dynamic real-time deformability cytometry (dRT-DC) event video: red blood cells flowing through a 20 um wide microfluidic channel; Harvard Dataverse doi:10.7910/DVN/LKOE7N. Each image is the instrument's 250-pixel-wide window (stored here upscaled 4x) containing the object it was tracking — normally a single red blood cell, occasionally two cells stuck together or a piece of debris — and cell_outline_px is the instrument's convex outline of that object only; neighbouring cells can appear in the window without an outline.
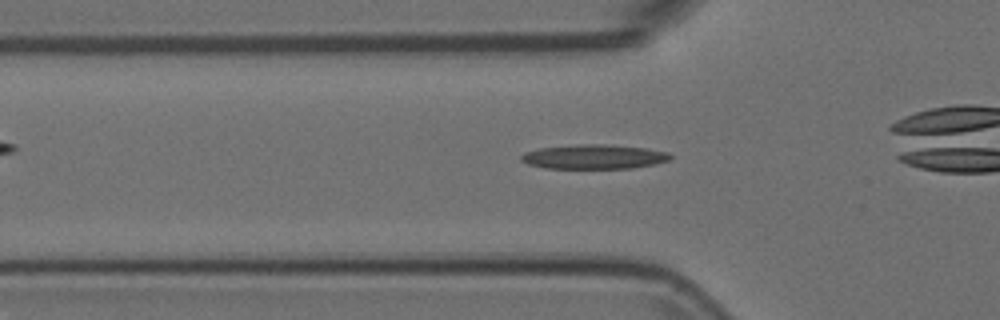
{"species": "Egyptian fruit bat (a non-hibernating species)", "species_latin": "Rousettus aegyptiacus", "temperature_condition": "room temperature", "stored_images_in_passage": 31, "camera_frame_rate_fps": 3000, "um_per_image_px": 0.085, "animal": {"sex": "female"}, "frame": {"image": 1, "passage_image": 5, "time_ms": 1.333, "image_size_px": [1000, 320], "cell_outline_px": [[672, 156], [668, 160], [652, 164], [632, 168], [544, 168], [528, 164], [520, 160], [520, 156], [524, 152], [540, 148], [580, 144], [604, 144], [644, 148], [668, 152]], "centroid_in_image_um": [50.44, 13.32], "position_along_channel_um": 75.4, "area_um2": 21.04}}
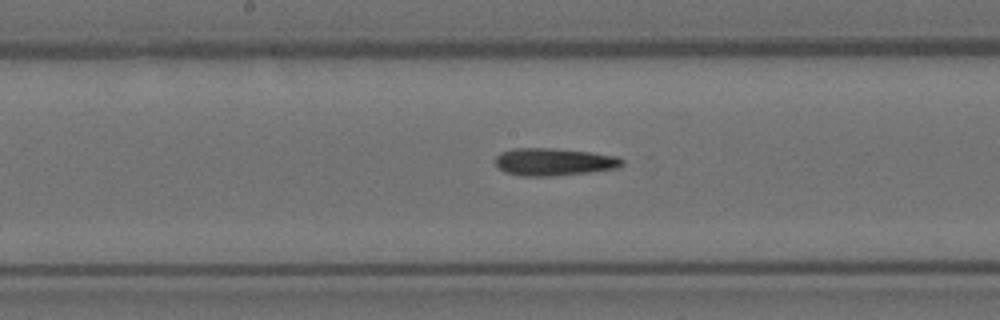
{"frame": {"image": 2, "passage_image": 15, "time_ms": 4.667, "image_size_px": [1000, 320], "cell_outline_px": [[624, 164], [616, 168], [588, 172], [552, 176], [520, 176], [504, 172], [496, 164], [496, 156], [500, 152], [512, 148], [552, 148], [592, 152], [616, 156], [624, 160]], "centroid_in_image_um": [47.06, 13.75], "position_along_channel_um": 201.1, "area_um2": 20.35}}
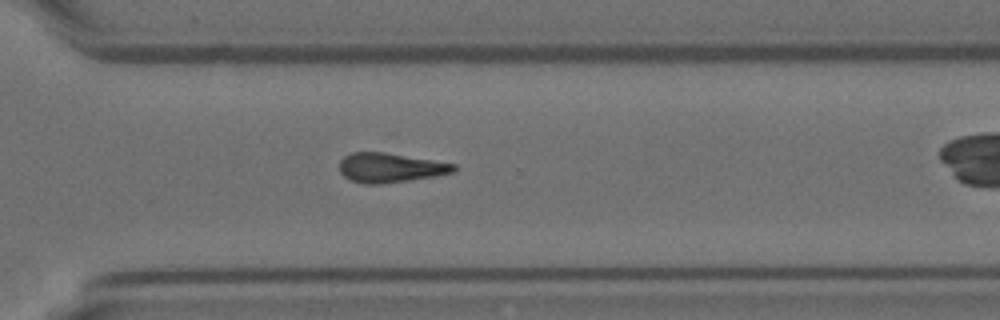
{"frame": {"image": 3, "passage_image": 26, "time_ms": 8.333, "image_size_px": [1000, 320], "cell_outline_px": [[456, 172], [436, 176], [380, 184], [364, 184], [352, 180], [344, 176], [340, 172], [340, 160], [344, 156], [352, 152], [384, 152], [456, 164]], "centroid_in_image_um": [33.17, 14.25], "position_along_channel_um": 337.4, "area_um2": 19.54}}